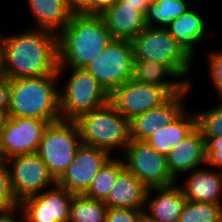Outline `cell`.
I'll list each match as a JSON object with an SVG mask.
<instances>
[{
  "label": "cell",
  "mask_w": 222,
  "mask_h": 222,
  "mask_svg": "<svg viewBox=\"0 0 222 222\" xmlns=\"http://www.w3.org/2000/svg\"><path fill=\"white\" fill-rule=\"evenodd\" d=\"M7 79L58 75L57 34L43 29H28L0 38Z\"/></svg>",
  "instance_id": "6da1fadb"
},
{
  "label": "cell",
  "mask_w": 222,
  "mask_h": 222,
  "mask_svg": "<svg viewBox=\"0 0 222 222\" xmlns=\"http://www.w3.org/2000/svg\"><path fill=\"white\" fill-rule=\"evenodd\" d=\"M112 36L99 15L73 14L57 34L58 69L84 68L106 48Z\"/></svg>",
  "instance_id": "7a4b0ae2"
},
{
  "label": "cell",
  "mask_w": 222,
  "mask_h": 222,
  "mask_svg": "<svg viewBox=\"0 0 222 222\" xmlns=\"http://www.w3.org/2000/svg\"><path fill=\"white\" fill-rule=\"evenodd\" d=\"M58 75L9 79V117L58 121Z\"/></svg>",
  "instance_id": "3957f363"
},
{
  "label": "cell",
  "mask_w": 222,
  "mask_h": 222,
  "mask_svg": "<svg viewBox=\"0 0 222 222\" xmlns=\"http://www.w3.org/2000/svg\"><path fill=\"white\" fill-rule=\"evenodd\" d=\"M83 145L99 148L110 155L112 150L122 148V154L131 141L129 120L108 102L85 113L74 121Z\"/></svg>",
  "instance_id": "277c9868"
},
{
  "label": "cell",
  "mask_w": 222,
  "mask_h": 222,
  "mask_svg": "<svg viewBox=\"0 0 222 222\" xmlns=\"http://www.w3.org/2000/svg\"><path fill=\"white\" fill-rule=\"evenodd\" d=\"M131 44L134 59L154 60L168 66L187 86H191L187 75L191 71L194 57L167 29L146 26L131 40Z\"/></svg>",
  "instance_id": "5b68a950"
},
{
  "label": "cell",
  "mask_w": 222,
  "mask_h": 222,
  "mask_svg": "<svg viewBox=\"0 0 222 222\" xmlns=\"http://www.w3.org/2000/svg\"><path fill=\"white\" fill-rule=\"evenodd\" d=\"M70 77L58 90L59 112L62 120L75 121L81 115L109 102V94L97 79L82 68H68Z\"/></svg>",
  "instance_id": "8992f818"
},
{
  "label": "cell",
  "mask_w": 222,
  "mask_h": 222,
  "mask_svg": "<svg viewBox=\"0 0 222 222\" xmlns=\"http://www.w3.org/2000/svg\"><path fill=\"white\" fill-rule=\"evenodd\" d=\"M81 144L76 123L60 119L45 129L37 154L57 181L74 160Z\"/></svg>",
  "instance_id": "52a82bcc"
},
{
  "label": "cell",
  "mask_w": 222,
  "mask_h": 222,
  "mask_svg": "<svg viewBox=\"0 0 222 222\" xmlns=\"http://www.w3.org/2000/svg\"><path fill=\"white\" fill-rule=\"evenodd\" d=\"M134 58L130 40L112 39L83 69L94 76L110 95L133 76Z\"/></svg>",
  "instance_id": "ba28073f"
},
{
  "label": "cell",
  "mask_w": 222,
  "mask_h": 222,
  "mask_svg": "<svg viewBox=\"0 0 222 222\" xmlns=\"http://www.w3.org/2000/svg\"><path fill=\"white\" fill-rule=\"evenodd\" d=\"M122 155L125 168L147 188L166 187L177 183L169 172L166 156L145 141H130Z\"/></svg>",
  "instance_id": "9c48e42d"
},
{
  "label": "cell",
  "mask_w": 222,
  "mask_h": 222,
  "mask_svg": "<svg viewBox=\"0 0 222 222\" xmlns=\"http://www.w3.org/2000/svg\"><path fill=\"white\" fill-rule=\"evenodd\" d=\"M5 162L10 174L13 193L19 203L57 184L37 153L17 155Z\"/></svg>",
  "instance_id": "30bf717a"
},
{
  "label": "cell",
  "mask_w": 222,
  "mask_h": 222,
  "mask_svg": "<svg viewBox=\"0 0 222 222\" xmlns=\"http://www.w3.org/2000/svg\"><path fill=\"white\" fill-rule=\"evenodd\" d=\"M52 122L55 121L8 116L0 132V159L37 153L43 133Z\"/></svg>",
  "instance_id": "8fae6325"
},
{
  "label": "cell",
  "mask_w": 222,
  "mask_h": 222,
  "mask_svg": "<svg viewBox=\"0 0 222 222\" xmlns=\"http://www.w3.org/2000/svg\"><path fill=\"white\" fill-rule=\"evenodd\" d=\"M171 96L164 87L141 83L131 78L109 95V102L130 121L135 116L164 104Z\"/></svg>",
  "instance_id": "7c38bea8"
},
{
  "label": "cell",
  "mask_w": 222,
  "mask_h": 222,
  "mask_svg": "<svg viewBox=\"0 0 222 222\" xmlns=\"http://www.w3.org/2000/svg\"><path fill=\"white\" fill-rule=\"evenodd\" d=\"M111 157L105 150L81 144L57 185L74 195H83Z\"/></svg>",
  "instance_id": "4fadbf2b"
},
{
  "label": "cell",
  "mask_w": 222,
  "mask_h": 222,
  "mask_svg": "<svg viewBox=\"0 0 222 222\" xmlns=\"http://www.w3.org/2000/svg\"><path fill=\"white\" fill-rule=\"evenodd\" d=\"M65 188L54 185L43 192L26 198L20 203L25 222H69L73 198Z\"/></svg>",
  "instance_id": "5bb4252c"
},
{
  "label": "cell",
  "mask_w": 222,
  "mask_h": 222,
  "mask_svg": "<svg viewBox=\"0 0 222 222\" xmlns=\"http://www.w3.org/2000/svg\"><path fill=\"white\" fill-rule=\"evenodd\" d=\"M191 87L172 95L164 104L132 118L129 121L131 141H146L161 126L170 125L186 109L184 98Z\"/></svg>",
  "instance_id": "9a60e30c"
},
{
  "label": "cell",
  "mask_w": 222,
  "mask_h": 222,
  "mask_svg": "<svg viewBox=\"0 0 222 222\" xmlns=\"http://www.w3.org/2000/svg\"><path fill=\"white\" fill-rule=\"evenodd\" d=\"M172 177L178 181L179 174L189 173L206 166L207 148L202 132L195 127L191 133L166 155Z\"/></svg>",
  "instance_id": "2e32d148"
},
{
  "label": "cell",
  "mask_w": 222,
  "mask_h": 222,
  "mask_svg": "<svg viewBox=\"0 0 222 222\" xmlns=\"http://www.w3.org/2000/svg\"><path fill=\"white\" fill-rule=\"evenodd\" d=\"M152 192L156 197H152ZM185 202L186 199L179 183L166 187L148 188L144 216L155 222H178Z\"/></svg>",
  "instance_id": "e0dca14e"
},
{
  "label": "cell",
  "mask_w": 222,
  "mask_h": 222,
  "mask_svg": "<svg viewBox=\"0 0 222 222\" xmlns=\"http://www.w3.org/2000/svg\"><path fill=\"white\" fill-rule=\"evenodd\" d=\"M113 39L132 40L145 27V17L139 12V7L125 5L117 0L111 7L99 15Z\"/></svg>",
  "instance_id": "ac0fdd59"
},
{
  "label": "cell",
  "mask_w": 222,
  "mask_h": 222,
  "mask_svg": "<svg viewBox=\"0 0 222 222\" xmlns=\"http://www.w3.org/2000/svg\"><path fill=\"white\" fill-rule=\"evenodd\" d=\"M198 169L189 172L183 185H179L185 199L192 202L222 204V171L215 172L202 167Z\"/></svg>",
  "instance_id": "d6986e66"
},
{
  "label": "cell",
  "mask_w": 222,
  "mask_h": 222,
  "mask_svg": "<svg viewBox=\"0 0 222 222\" xmlns=\"http://www.w3.org/2000/svg\"><path fill=\"white\" fill-rule=\"evenodd\" d=\"M148 188L126 168L104 202L108 208L144 209Z\"/></svg>",
  "instance_id": "ffe728a7"
},
{
  "label": "cell",
  "mask_w": 222,
  "mask_h": 222,
  "mask_svg": "<svg viewBox=\"0 0 222 222\" xmlns=\"http://www.w3.org/2000/svg\"><path fill=\"white\" fill-rule=\"evenodd\" d=\"M207 21L196 10L189 8L182 16L176 18L166 28L169 34L177 40L193 57L196 44L205 39Z\"/></svg>",
  "instance_id": "44dd1931"
},
{
  "label": "cell",
  "mask_w": 222,
  "mask_h": 222,
  "mask_svg": "<svg viewBox=\"0 0 222 222\" xmlns=\"http://www.w3.org/2000/svg\"><path fill=\"white\" fill-rule=\"evenodd\" d=\"M169 77H173V81ZM132 79L141 83L164 87L172 95L183 92L188 87L168 66L154 60L134 59ZM178 79L180 80L178 81Z\"/></svg>",
  "instance_id": "7402d4cb"
},
{
  "label": "cell",
  "mask_w": 222,
  "mask_h": 222,
  "mask_svg": "<svg viewBox=\"0 0 222 222\" xmlns=\"http://www.w3.org/2000/svg\"><path fill=\"white\" fill-rule=\"evenodd\" d=\"M195 127L196 114L185 109L170 125L161 126V129L157 130L145 142L166 156L171 148L183 141Z\"/></svg>",
  "instance_id": "603a6c76"
},
{
  "label": "cell",
  "mask_w": 222,
  "mask_h": 222,
  "mask_svg": "<svg viewBox=\"0 0 222 222\" xmlns=\"http://www.w3.org/2000/svg\"><path fill=\"white\" fill-rule=\"evenodd\" d=\"M36 21L34 29L49 30L58 34L70 21L73 13L66 0H27Z\"/></svg>",
  "instance_id": "cb8c5ba5"
},
{
  "label": "cell",
  "mask_w": 222,
  "mask_h": 222,
  "mask_svg": "<svg viewBox=\"0 0 222 222\" xmlns=\"http://www.w3.org/2000/svg\"><path fill=\"white\" fill-rule=\"evenodd\" d=\"M124 169L125 164L122 158L114 159L111 157L99 170L88 190L83 195L91 199L105 202L115 186L119 174Z\"/></svg>",
  "instance_id": "d4e9b609"
},
{
  "label": "cell",
  "mask_w": 222,
  "mask_h": 222,
  "mask_svg": "<svg viewBox=\"0 0 222 222\" xmlns=\"http://www.w3.org/2000/svg\"><path fill=\"white\" fill-rule=\"evenodd\" d=\"M187 2V0H159L150 4L145 14V25L166 29L174 19L191 8Z\"/></svg>",
  "instance_id": "484cf974"
},
{
  "label": "cell",
  "mask_w": 222,
  "mask_h": 222,
  "mask_svg": "<svg viewBox=\"0 0 222 222\" xmlns=\"http://www.w3.org/2000/svg\"><path fill=\"white\" fill-rule=\"evenodd\" d=\"M108 206L84 195H73L69 222H105Z\"/></svg>",
  "instance_id": "4316f807"
},
{
  "label": "cell",
  "mask_w": 222,
  "mask_h": 222,
  "mask_svg": "<svg viewBox=\"0 0 222 222\" xmlns=\"http://www.w3.org/2000/svg\"><path fill=\"white\" fill-rule=\"evenodd\" d=\"M222 204L211 202H185L178 222H219Z\"/></svg>",
  "instance_id": "83f0119b"
},
{
  "label": "cell",
  "mask_w": 222,
  "mask_h": 222,
  "mask_svg": "<svg viewBox=\"0 0 222 222\" xmlns=\"http://www.w3.org/2000/svg\"><path fill=\"white\" fill-rule=\"evenodd\" d=\"M195 114L196 127L204 138L222 137V104Z\"/></svg>",
  "instance_id": "f1b7e54d"
},
{
  "label": "cell",
  "mask_w": 222,
  "mask_h": 222,
  "mask_svg": "<svg viewBox=\"0 0 222 222\" xmlns=\"http://www.w3.org/2000/svg\"><path fill=\"white\" fill-rule=\"evenodd\" d=\"M20 203L16 199L5 160L0 159V211L19 209Z\"/></svg>",
  "instance_id": "f546056e"
},
{
  "label": "cell",
  "mask_w": 222,
  "mask_h": 222,
  "mask_svg": "<svg viewBox=\"0 0 222 222\" xmlns=\"http://www.w3.org/2000/svg\"><path fill=\"white\" fill-rule=\"evenodd\" d=\"M144 209L108 208L105 222H141Z\"/></svg>",
  "instance_id": "4dcf8cb0"
},
{
  "label": "cell",
  "mask_w": 222,
  "mask_h": 222,
  "mask_svg": "<svg viewBox=\"0 0 222 222\" xmlns=\"http://www.w3.org/2000/svg\"><path fill=\"white\" fill-rule=\"evenodd\" d=\"M208 57L209 77L212 79L211 82H213L217 94L222 99V49L210 52Z\"/></svg>",
  "instance_id": "1f68e13d"
},
{
  "label": "cell",
  "mask_w": 222,
  "mask_h": 222,
  "mask_svg": "<svg viewBox=\"0 0 222 222\" xmlns=\"http://www.w3.org/2000/svg\"><path fill=\"white\" fill-rule=\"evenodd\" d=\"M207 148L206 165L222 171V137L205 138Z\"/></svg>",
  "instance_id": "d6a6232c"
},
{
  "label": "cell",
  "mask_w": 222,
  "mask_h": 222,
  "mask_svg": "<svg viewBox=\"0 0 222 222\" xmlns=\"http://www.w3.org/2000/svg\"><path fill=\"white\" fill-rule=\"evenodd\" d=\"M66 3L73 14L91 15V0H66Z\"/></svg>",
  "instance_id": "836d02e7"
},
{
  "label": "cell",
  "mask_w": 222,
  "mask_h": 222,
  "mask_svg": "<svg viewBox=\"0 0 222 222\" xmlns=\"http://www.w3.org/2000/svg\"><path fill=\"white\" fill-rule=\"evenodd\" d=\"M9 109V79L0 78V110L8 112Z\"/></svg>",
  "instance_id": "e575fe53"
},
{
  "label": "cell",
  "mask_w": 222,
  "mask_h": 222,
  "mask_svg": "<svg viewBox=\"0 0 222 222\" xmlns=\"http://www.w3.org/2000/svg\"><path fill=\"white\" fill-rule=\"evenodd\" d=\"M116 1L117 0H91V15H100Z\"/></svg>",
  "instance_id": "d590c367"
},
{
  "label": "cell",
  "mask_w": 222,
  "mask_h": 222,
  "mask_svg": "<svg viewBox=\"0 0 222 222\" xmlns=\"http://www.w3.org/2000/svg\"><path fill=\"white\" fill-rule=\"evenodd\" d=\"M18 210L19 209L12 210V211H0V222H20L19 221L20 219L17 218V217H19V216H17L19 214ZM21 215H22V219H23V221L21 220V222H25L22 212H21Z\"/></svg>",
  "instance_id": "8d00e7d4"
},
{
  "label": "cell",
  "mask_w": 222,
  "mask_h": 222,
  "mask_svg": "<svg viewBox=\"0 0 222 222\" xmlns=\"http://www.w3.org/2000/svg\"><path fill=\"white\" fill-rule=\"evenodd\" d=\"M124 1L125 5H130L131 7H139V12L145 17L148 6L150 5L148 0H120Z\"/></svg>",
  "instance_id": "74e56055"
},
{
  "label": "cell",
  "mask_w": 222,
  "mask_h": 222,
  "mask_svg": "<svg viewBox=\"0 0 222 222\" xmlns=\"http://www.w3.org/2000/svg\"><path fill=\"white\" fill-rule=\"evenodd\" d=\"M6 77L4 71V51L2 43L0 42V78Z\"/></svg>",
  "instance_id": "f35d334b"
},
{
  "label": "cell",
  "mask_w": 222,
  "mask_h": 222,
  "mask_svg": "<svg viewBox=\"0 0 222 222\" xmlns=\"http://www.w3.org/2000/svg\"><path fill=\"white\" fill-rule=\"evenodd\" d=\"M7 118L8 114L5 111L0 110V132L2 131Z\"/></svg>",
  "instance_id": "ab89813d"
},
{
  "label": "cell",
  "mask_w": 222,
  "mask_h": 222,
  "mask_svg": "<svg viewBox=\"0 0 222 222\" xmlns=\"http://www.w3.org/2000/svg\"><path fill=\"white\" fill-rule=\"evenodd\" d=\"M141 222H155V221L149 220L144 216Z\"/></svg>",
  "instance_id": "60d3db41"
},
{
  "label": "cell",
  "mask_w": 222,
  "mask_h": 222,
  "mask_svg": "<svg viewBox=\"0 0 222 222\" xmlns=\"http://www.w3.org/2000/svg\"><path fill=\"white\" fill-rule=\"evenodd\" d=\"M159 0H148L149 4L157 3Z\"/></svg>",
  "instance_id": "b9f144b4"
}]
</instances>
